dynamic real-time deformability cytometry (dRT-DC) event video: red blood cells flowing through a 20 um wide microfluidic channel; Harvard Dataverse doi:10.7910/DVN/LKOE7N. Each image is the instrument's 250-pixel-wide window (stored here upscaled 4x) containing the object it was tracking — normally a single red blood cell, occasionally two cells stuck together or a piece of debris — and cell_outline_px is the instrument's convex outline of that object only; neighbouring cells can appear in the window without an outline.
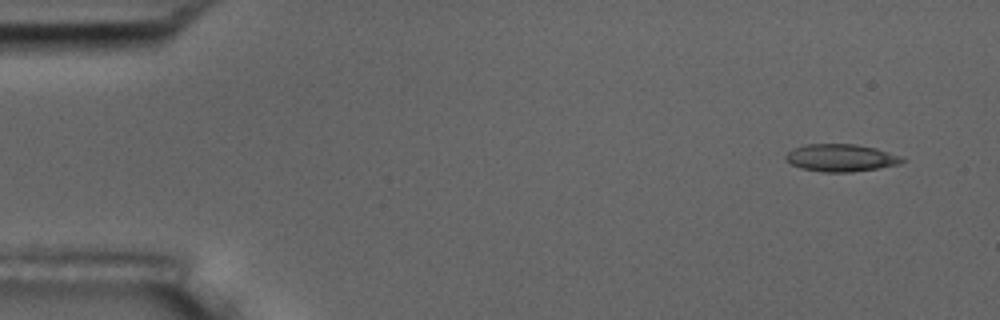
{"species": "common noctule bat (a hibernating species)", "species_latin": "Nyctalus noctula", "temperature_condition": "room temperature", "stored_images_in_passage": 6, "camera_frame_rate_fps": 3000, "um_per_image_px": 0.085, "animal": {"sex": "male", "body_mass_g": 17.5, "forearm_length_mm": 52.3}, "frame": {"image": 1, "passage_image": 2, "time_ms": 1.0, "image_size_px": [1000, 320], "cell_outline_px": [[908, 160], [900, 164], [880, 168], [852, 172], [824, 172], [800, 168], [784, 160], [784, 156], [792, 148], [808, 144], [856, 144], [876, 148], [904, 156]], "centroid_in_image_um": [71.52, 13.41], "position_along_channel_um": 13.5, "area_um2": 18.96}}
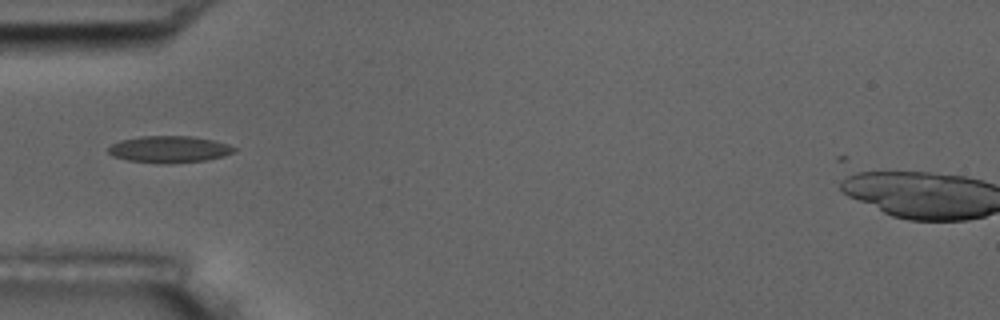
{"frame": {"image": 2, "passage_image": 6, "time_ms": 5.667, "image_size_px": [1000, 320], "cell_outline_px": [[240, 148], [224, 156], [204, 160], [168, 164], [160, 164], [128, 160], [112, 156], [108, 152], [108, 148], [112, 144], [120, 140], [140, 136], [192, 136], [212, 140], [228, 144]], "centroid_in_image_um": [14.38, 12.69], "position_along_channel_um": 70.6, "area_um2": 19.71}}